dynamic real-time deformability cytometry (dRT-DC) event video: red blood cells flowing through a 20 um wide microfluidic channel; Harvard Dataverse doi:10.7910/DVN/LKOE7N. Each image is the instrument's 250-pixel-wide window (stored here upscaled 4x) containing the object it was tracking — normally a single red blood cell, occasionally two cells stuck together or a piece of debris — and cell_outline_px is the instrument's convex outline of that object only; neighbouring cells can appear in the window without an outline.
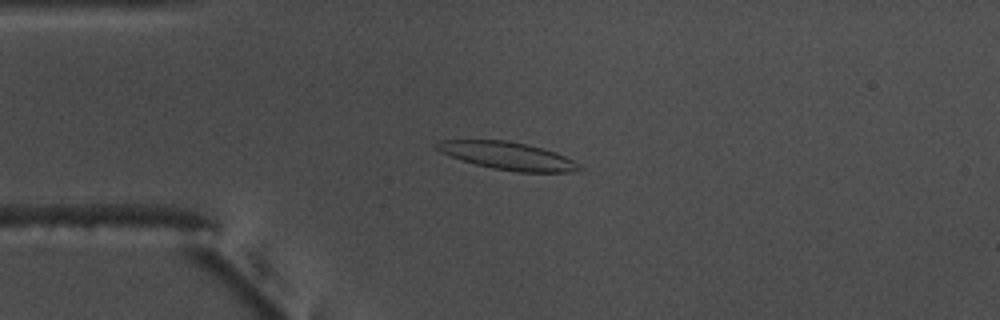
{"species": "common noctule bat (a hibernating species)", "species_latin": "Nyctalus noctula", "temperature_condition": "warm", "stored_images_in_passage": 56, "camera_frame_rate_fps": 3000, "um_per_image_px": 0.085, "animal": {"sex": "male", "body_mass_g": 17.5, "forearm_length_mm": 52.3}, "frame": {"image": 1, "passage_image": 14, "time_ms": 4.333, "image_size_px": [1000, 320], "cell_outline_px": [[584, 172], [516, 172], [492, 168], [476, 164], [440, 152], [432, 144], [440, 140], [508, 140], [528, 144], [556, 152], [580, 164], [584, 168]], "centroid_in_image_um": [43.22, 13.25], "position_along_channel_um": 41.8, "area_um2": 23.18}}
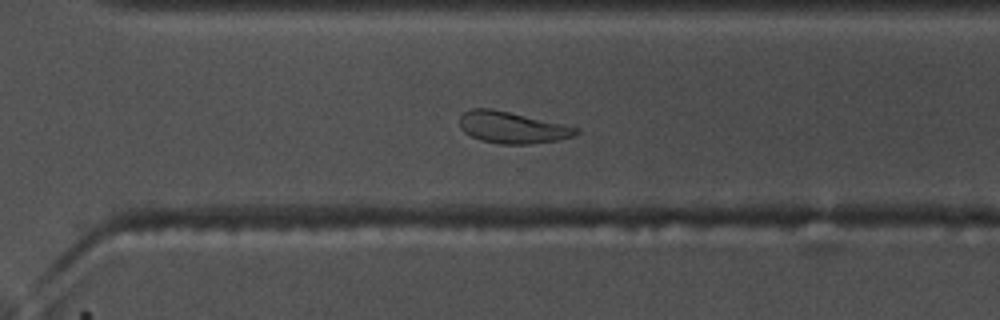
{"frame": {"image": 2, "passage_image": 39, "time_ms": 12.667, "image_size_px": [1000, 320], "cell_outline_px": [[580, 132], [572, 136], [556, 140], [528, 144], [500, 144], [480, 140], [464, 132], [460, 128], [460, 116], [464, 112], [472, 108], [492, 108], [564, 124], [580, 128]], "centroid_in_image_um": [43.52, 10.83], "position_along_channel_um": 327.1, "area_um2": 21.39}}
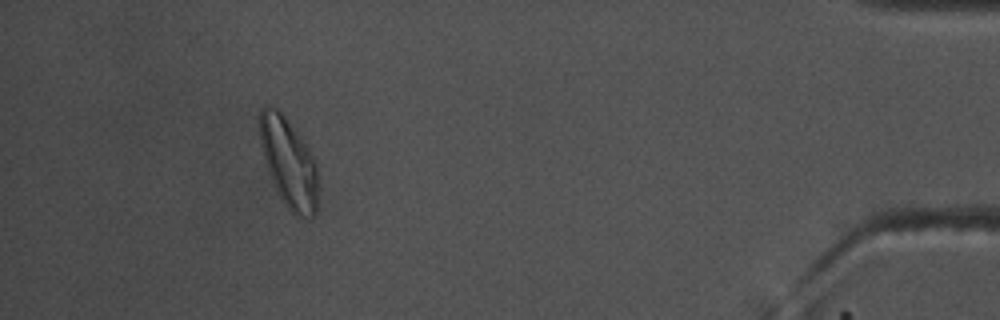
{"frame": {"image": 3, "passage_image": 51, "time_ms": 16.667, "image_size_px": [1000, 320], "cell_outline_px": [[316, 212], [312, 216], [300, 216], [292, 212], [284, 204], [276, 192], [268, 172], [264, 160], [260, 140], [260, 108], [268, 104], [276, 108], [284, 116], [316, 160]], "centroid_in_image_um": [24.5, 13.83], "position_along_channel_um": 410.7, "area_um2": 29.77}, "authors_computed_cell_mechanics": {"area_um2": 23.12, "velocity_mm_per_s": 3.6844, "shape_relaxation_time_tau1_ms": 5.5891, "shape_relaxation_time_tau2_ms": 3.5705, "deformation_change_tau1": 0.1745, "deformation_change_tau2": 0.1208}}